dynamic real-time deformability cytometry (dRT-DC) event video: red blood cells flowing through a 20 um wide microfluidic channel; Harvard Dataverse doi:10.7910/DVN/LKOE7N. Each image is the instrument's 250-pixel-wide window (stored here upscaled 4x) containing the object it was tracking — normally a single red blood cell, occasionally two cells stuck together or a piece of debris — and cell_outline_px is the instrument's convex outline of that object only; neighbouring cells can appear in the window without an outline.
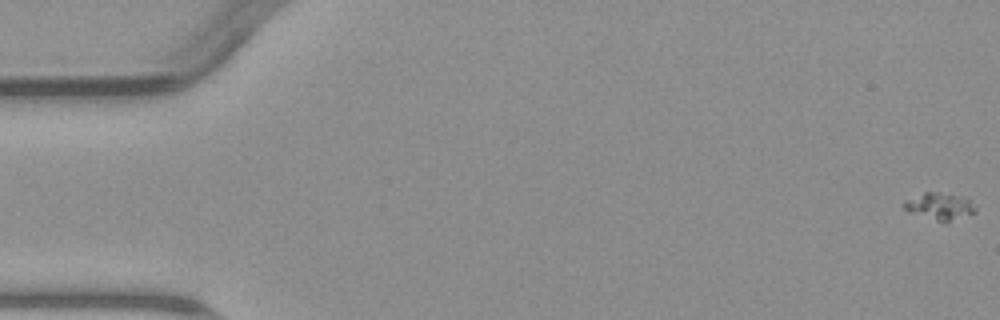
{"species": "common noctule bat (a hibernating species)", "species_latin": "Nyctalus noctula", "temperature_condition": "warm", "stored_images_in_passage": 5, "camera_frame_rate_fps": 3000, "um_per_image_px": 0.085, "animal": {"sex": "male", "body_mass_g": 23.1, "forearm_length_mm": 52.7}, "frame": {"image": 1, "passage_image": 1, "time_ms": 0.0, "image_size_px": [1000, 320], "cell_outline_px": [[976, 212], [948, 224], [944, 224], [908, 212], [904, 208], [904, 200], [924, 192], [936, 192], [956, 196], [968, 200], [976, 208]], "centroid_in_image_um": [79.84, 17.59], "position_along_channel_um": 5.2, "area_um2": 11.39}}
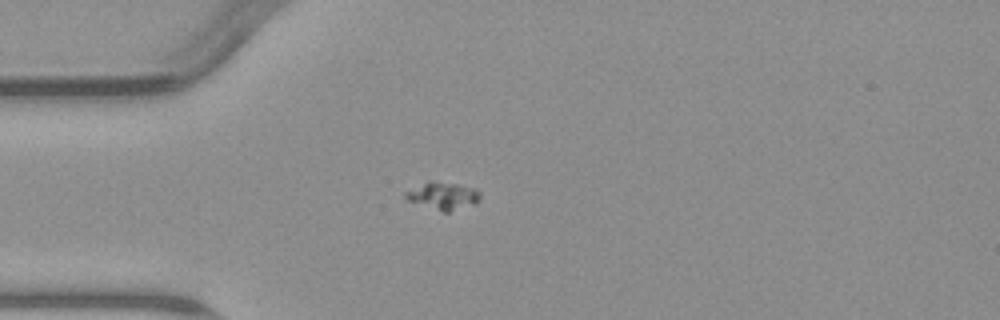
{"frame": {"image": 2, "passage_image": 5, "time_ms": 5.0, "image_size_px": [1000, 320], "cell_outline_px": [[480, 196], [476, 204], [448, 212], [444, 212], [408, 200], [404, 196], [404, 192], [428, 180], [456, 184], [476, 188], [480, 192]], "centroid_in_image_um": [37.67, 16.63], "position_along_channel_um": 47.3, "area_um2": 11.85}}